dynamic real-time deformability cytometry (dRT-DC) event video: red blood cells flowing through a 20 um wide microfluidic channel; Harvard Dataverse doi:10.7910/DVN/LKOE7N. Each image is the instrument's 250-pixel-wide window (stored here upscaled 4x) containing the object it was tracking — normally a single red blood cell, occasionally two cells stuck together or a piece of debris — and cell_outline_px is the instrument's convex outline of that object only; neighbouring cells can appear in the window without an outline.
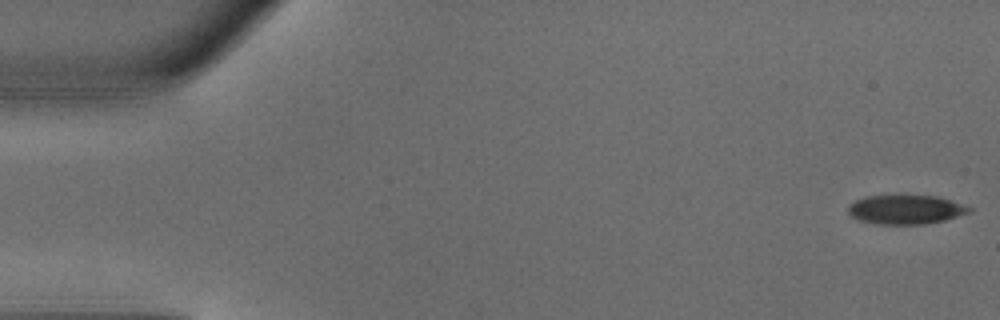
{"species": "common noctule bat (a hibernating species)", "species_latin": "Nyctalus noctula", "temperature_condition": "warm", "stored_images_in_passage": 48, "camera_frame_rate_fps": 3000, "um_per_image_px": 0.085, "animal": {"sex": "male", "body_mass_g": 18.8}, "frame": {"image": 1, "passage_image": 1, "time_ms": 0.0, "image_size_px": [1000, 320], "cell_outline_px": [[972, 212], [944, 220], [924, 224], [876, 224], [860, 220], [852, 216], [848, 212], [848, 204], [864, 196], [936, 196], [972, 208]], "centroid_in_image_um": [76.95, 17.82], "position_along_channel_um": 8.0, "area_um2": 20.29}}
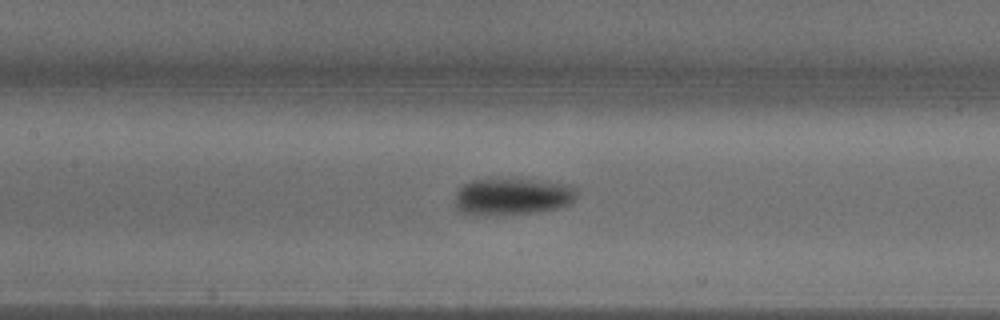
{"frame": {"image": 2, "passage_image": 22, "time_ms": 7.0, "image_size_px": [1000, 320], "cell_outline_px": [[580, 188], [572, 204], [560, 208], [540, 212], [500, 216], [472, 216], [460, 212], [456, 208], [456, 192], [464, 184], [472, 180], [548, 180], [572, 184]], "centroid_in_image_um": [43.63, 16.74], "position_along_channel_um": 163.8, "area_um2": 27.17}}
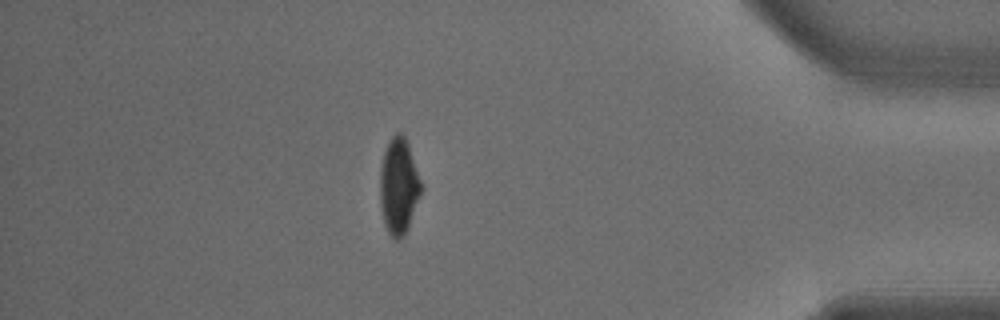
{"frame": {"image": 3, "passage_image": 42, "time_ms": 13.667, "image_size_px": [1000, 320], "cell_outline_px": [[424, 188], [408, 228], [404, 236], [400, 240], [396, 240], [388, 232], [384, 224], [380, 204], [380, 168], [384, 152], [388, 140], [396, 132], [400, 132], [404, 136], [408, 144]], "centroid_in_image_um": [33.9, 15.84], "position_along_channel_um": 401.3, "area_um2": 23.35}, "authors_computed_cell_mechanics": {"area_um2": 23.3801, "velocity_mm_per_s": 4.1638, "shape_relaxation_time_tau1_ms": 2.1312, "shape_relaxation_time_tau2_ms": null, "deformation_change_tau1": 0.1509, "deformation_change_tau2": null}}